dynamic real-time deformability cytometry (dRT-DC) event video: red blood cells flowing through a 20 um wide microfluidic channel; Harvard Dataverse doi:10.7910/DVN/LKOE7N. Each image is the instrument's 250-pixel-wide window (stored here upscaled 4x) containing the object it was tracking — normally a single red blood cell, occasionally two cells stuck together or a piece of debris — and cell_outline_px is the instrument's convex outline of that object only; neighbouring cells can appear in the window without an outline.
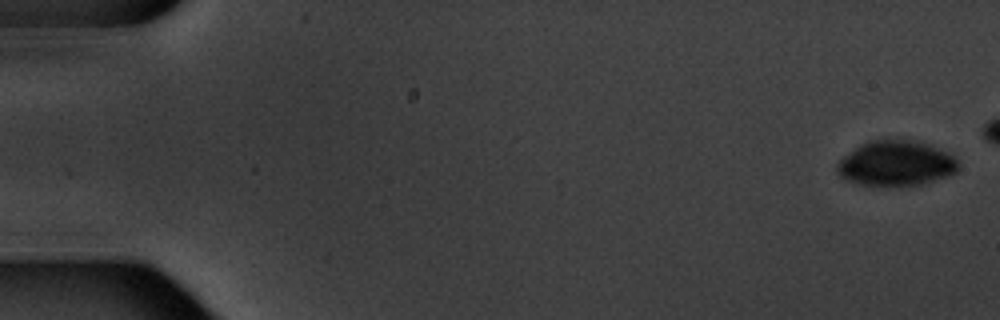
{"species": "common noctule bat (a hibernating species)", "species_latin": "Nyctalus noctula", "temperature_condition": "warm", "stored_images_in_passage": 6, "camera_frame_rate_fps": 3000, "um_per_image_px": 0.085, "animal": {"sex": "male", "body_mass_g": 20.1, "forearm_length_mm": 53.5}, "frame": {"image": 1, "passage_image": 1, "time_ms": 0.0, "image_size_px": [1000, 320], "cell_outline_px": [[960, 168], [956, 172], [948, 176], [920, 184], [860, 184], [848, 180], [840, 176], [836, 168], [836, 164], [844, 156], [860, 144], [868, 140], [916, 140], [928, 144], [948, 152], [956, 156], [960, 164]], "centroid_in_image_um": [76.21, 13.85], "position_along_channel_um": 8.8, "area_um2": 31.62}}
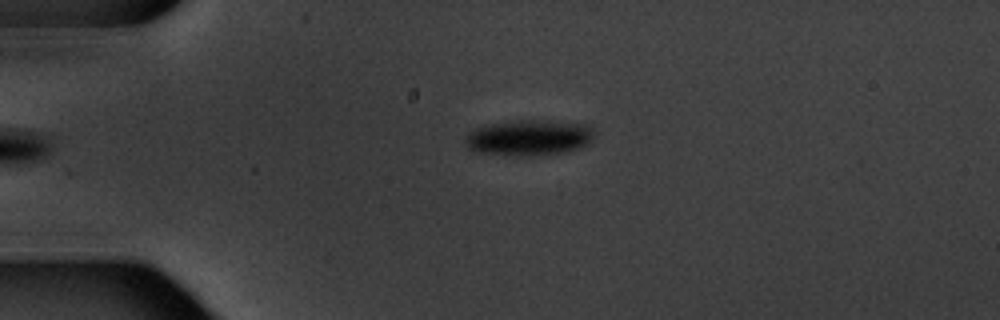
{"frame": {"image": 2, "passage_image": 6, "time_ms": 6.667, "image_size_px": [1000, 320], "cell_outline_px": [[596, 132], [592, 140], [588, 144], [580, 148], [568, 152], [536, 156], [504, 156], [476, 152], [468, 148], [464, 140], [464, 136], [468, 132], [476, 128], [488, 124], [516, 120], [548, 120], [588, 124]], "centroid_in_image_um": [44.97, 11.71], "position_along_channel_um": 40.0, "area_um2": 27.74}}